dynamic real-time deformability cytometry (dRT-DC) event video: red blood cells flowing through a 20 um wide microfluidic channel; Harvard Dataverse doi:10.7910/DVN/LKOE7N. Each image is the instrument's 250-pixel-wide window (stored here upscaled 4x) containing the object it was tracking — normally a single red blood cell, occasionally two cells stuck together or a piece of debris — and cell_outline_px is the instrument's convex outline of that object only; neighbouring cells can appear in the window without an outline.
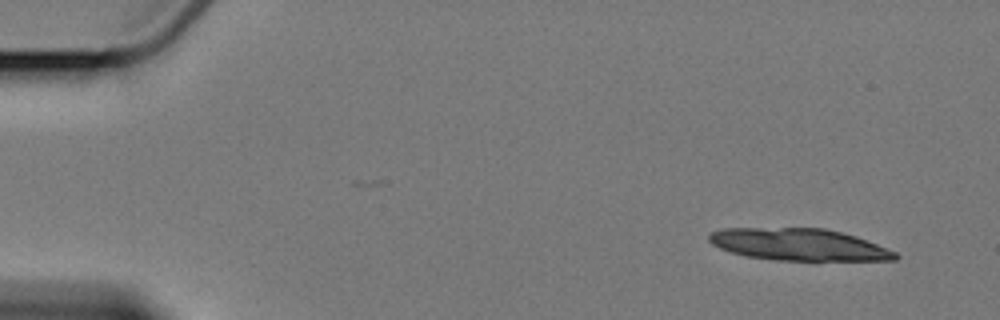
{"species": "Egyptian fruit bat (a non-hibernating species)", "species_latin": "Rousettus aegyptiacus", "temperature_condition": "cold", "stored_images_in_passage": 8, "camera_frame_rate_fps": 3000, "um_per_image_px": 0.085, "animal": {"sex": "female"}, "frame": {"image": 1, "passage_image": 1, "time_ms": 0.0, "image_size_px": [1000, 320], "cell_outline_px": [[900, 256], [896, 260], [776, 260], [748, 256], [732, 252], [720, 248], [712, 244], [708, 240], [708, 236], [712, 232], [724, 228], [824, 228], [856, 236], [896, 252]], "centroid_in_image_um": [67.9, 20.78], "position_along_channel_um": 17.1, "area_um2": 34.39}}
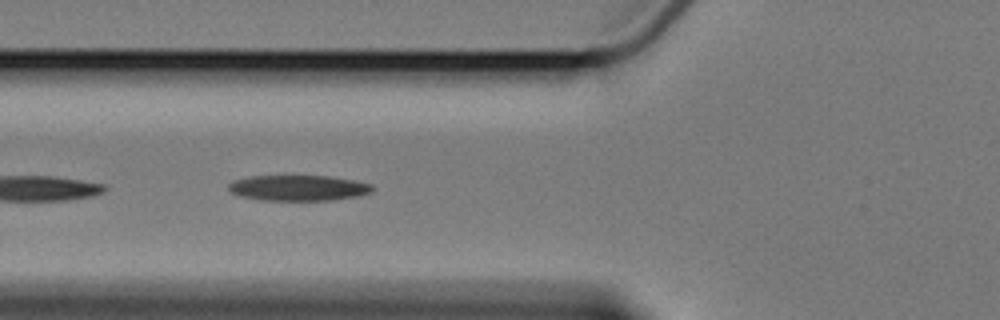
{"frame": {"image": 2, "passage_image": 6, "time_ms": 6.0, "image_size_px": [1000, 320], "cell_outline_px": [[376, 188], [372, 192], [360, 196], [332, 200], [260, 200], [240, 196], [232, 192], [228, 188], [228, 184], [232, 180], [248, 176], [328, 176], [352, 180], [372, 184]], "centroid_in_image_um": [25.37, 15.97], "position_along_channel_um": 100.4, "area_um2": 21.62}}
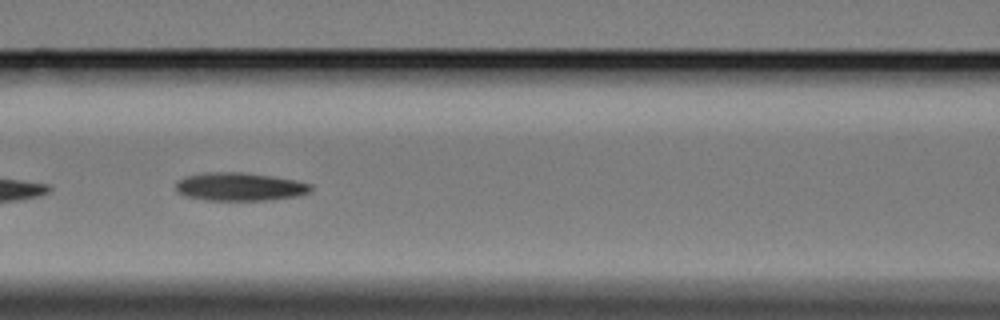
{"frame": {"image": 3, "passage_image": 7, "time_ms": 7.333, "image_size_px": [1000, 320], "cell_outline_px": [[312, 188], [308, 192], [296, 196], [272, 200], [208, 200], [184, 196], [176, 188], [176, 180], [184, 176], [204, 172], [244, 172], [272, 176], [296, 180], [312, 184]], "centroid_in_image_um": [20.36, 15.86], "position_along_channel_um": 146.2, "area_um2": 22.31}}